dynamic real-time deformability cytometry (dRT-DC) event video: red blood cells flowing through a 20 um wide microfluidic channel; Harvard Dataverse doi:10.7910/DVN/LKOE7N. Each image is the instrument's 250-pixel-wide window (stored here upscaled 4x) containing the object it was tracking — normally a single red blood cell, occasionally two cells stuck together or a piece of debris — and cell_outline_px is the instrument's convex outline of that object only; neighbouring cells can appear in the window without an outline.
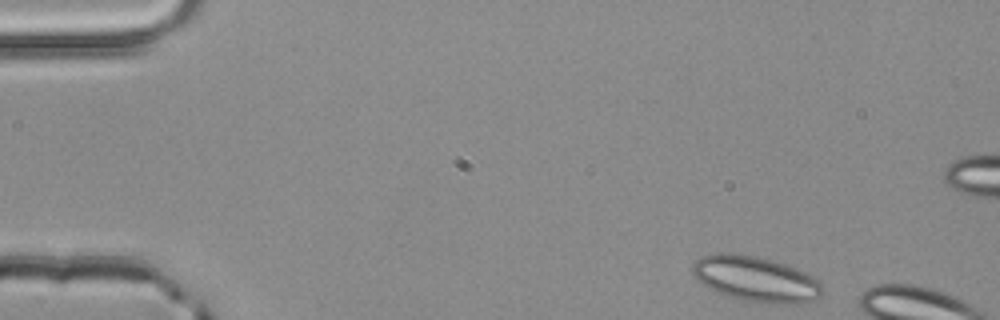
{"species": "common noctule bat (a hibernating species)", "species_latin": "Nyctalus noctula", "temperature_condition": "room temperature", "stored_images_in_passage": 7, "camera_frame_rate_fps": 3000, "um_per_image_px": 0.085, "animal": {"sex": "male", "body_mass_g": 20.4}, "frame": {"image": 1, "passage_image": 1, "time_ms": 0.0, "image_size_px": [1000, 320], "cell_outline_px": [[820, 296], [816, 300], [804, 304], [768, 304], [736, 300], [708, 288], [692, 272], [692, 264], [700, 256], [716, 252], [732, 252], [756, 256], [788, 264], [820, 280]], "centroid_in_image_um": [64.24, 23.72], "position_along_channel_um": 20.8, "area_um2": 34.97}}